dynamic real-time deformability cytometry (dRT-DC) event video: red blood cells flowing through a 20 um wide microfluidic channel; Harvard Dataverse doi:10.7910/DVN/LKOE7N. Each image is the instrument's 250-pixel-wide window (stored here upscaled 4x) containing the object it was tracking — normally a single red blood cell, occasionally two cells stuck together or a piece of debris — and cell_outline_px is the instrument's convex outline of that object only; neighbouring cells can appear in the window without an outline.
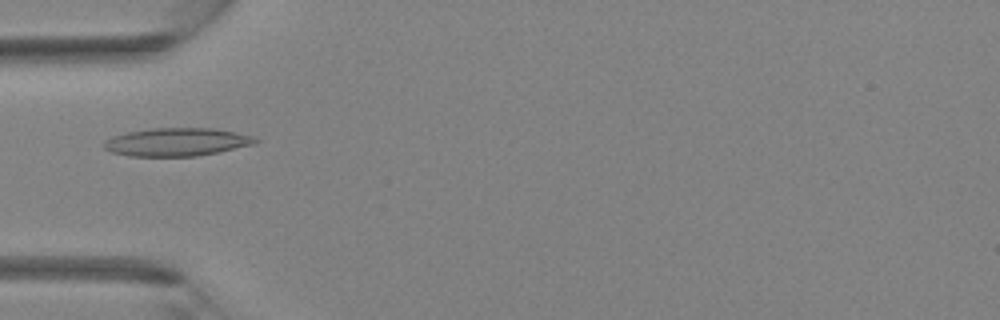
{"species": "Egyptian fruit bat (a non-hibernating species)", "species_latin": "Rousettus aegyptiacus", "temperature_condition": "room temperature", "stored_images_in_passage": 30, "camera_frame_rate_fps": 3000, "um_per_image_px": 0.085, "animal": {"sex": "female"}, "frame": {"image": 1, "passage_image": 3, "time_ms": 0.667, "image_size_px": [1000, 320], "cell_outline_px": [[260, 140], [256, 144], [196, 156], [128, 156], [112, 152], [104, 148], [104, 144], [108, 140], [116, 136], [128, 132], [152, 128], [212, 128], [256, 136]], "centroid_in_image_um": [15.09, 12.07], "position_along_channel_um": 69.9, "area_um2": 24.57}}
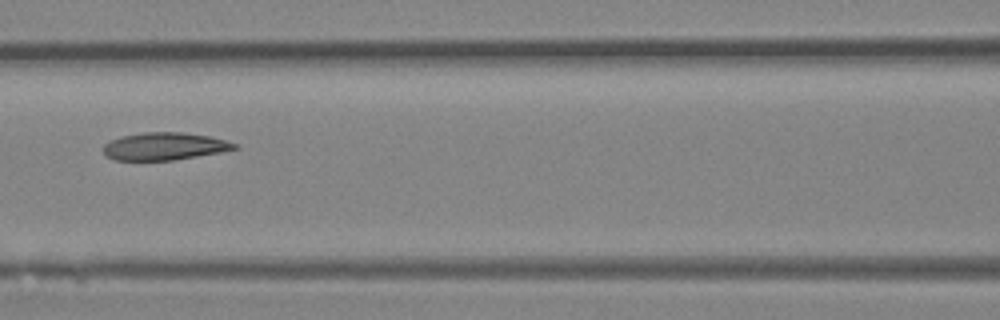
{"frame": {"image": 2, "passage_image": 8, "time_ms": 2.333, "image_size_px": [1000, 320], "cell_outline_px": [[240, 148], [220, 152], [172, 160], [112, 160], [104, 156], [104, 144], [112, 140], [124, 136], [144, 132], [184, 132], [208, 136], [224, 140], [236, 144]], "centroid_in_image_um": [13.96, 12.44], "position_along_channel_um": 152.6, "area_um2": 20.87}}
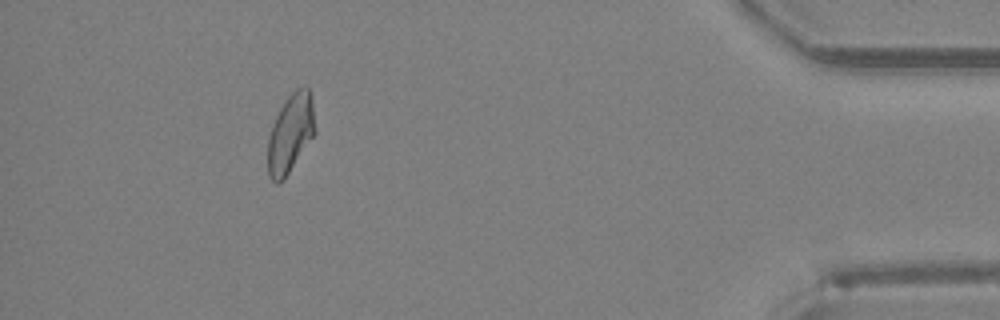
{"frame": {"image": 3, "passage_image": 27, "time_ms": 8.667, "image_size_px": [1000, 320], "cell_outline_px": [[316, 132], [284, 180], [276, 184], [268, 176], [268, 140], [276, 116], [280, 108], [288, 96], [296, 88], [308, 84], [312, 104], [316, 128]], "centroid_in_image_um": [24.7, 11.34], "position_along_channel_um": 410.5, "area_um2": 21.62}}